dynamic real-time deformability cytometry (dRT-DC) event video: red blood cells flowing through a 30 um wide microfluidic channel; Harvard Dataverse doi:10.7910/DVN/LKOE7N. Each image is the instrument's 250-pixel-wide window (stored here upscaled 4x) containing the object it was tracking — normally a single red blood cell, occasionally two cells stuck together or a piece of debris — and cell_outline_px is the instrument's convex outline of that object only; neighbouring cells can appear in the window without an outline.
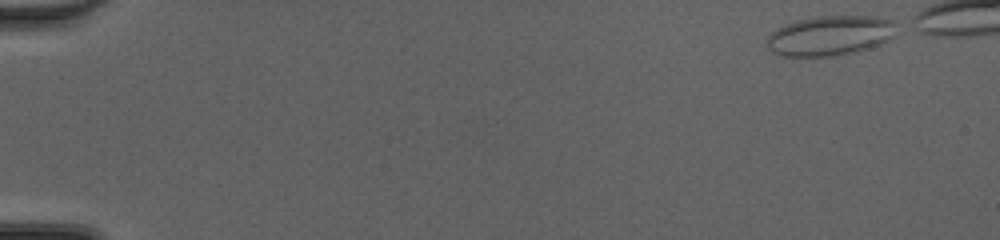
{"species": "common noctule bat (a hibernating species)", "species_latin": "Nyctalus noctula", "temperature_condition": "cold", "stored_images_in_passage": 43, "camera_frame_rate_fps": 3000, "um_per_image_px": 0.085, "animal": {"sex": "female", "body_mass_g": 20.0, "forearm_length_mm": 54.0}, "frame": {"image": 1, "passage_image": 1, "time_ms": 0.0, "image_size_px": [1000, 240], "cell_outline_px": [[900, 24], [892, 36], [888, 40], [880, 44], [852, 52], [832, 56], [780, 56], [772, 52], [768, 48], [768, 36], [776, 28], [784, 24], [796, 20], [812, 16], [876, 16], [892, 20]], "centroid_in_image_um": [70.56, 3.01], "position_along_channel_um": 14.4, "area_um2": 30.29}}
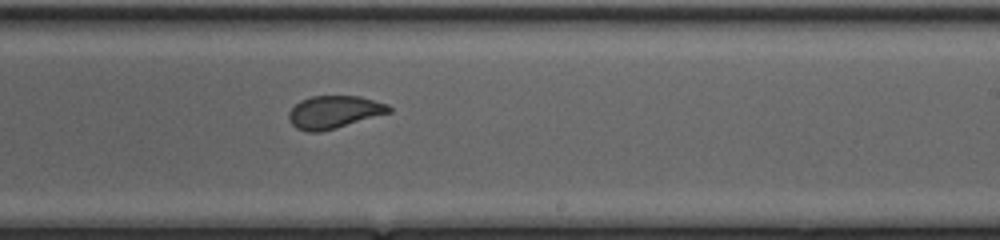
{"frame": {"image": 2, "passage_image": 29, "time_ms": 9.333, "image_size_px": [1000, 240], "cell_outline_px": [[392, 112], [336, 128], [320, 132], [308, 132], [296, 128], [288, 120], [288, 112], [300, 100], [312, 96], [360, 96], [388, 104], [392, 108]], "centroid_in_image_um": [28.4, 9.53], "position_along_channel_um": 260.6, "area_um2": 19.19}}
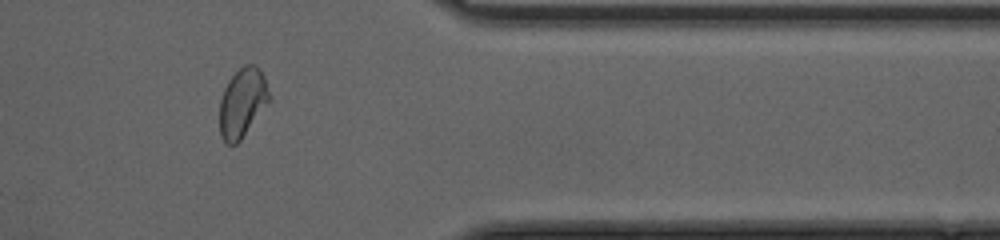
{"frame": {"image": 3, "passage_image": 39, "time_ms": 12.667, "image_size_px": [1000, 240], "cell_outline_px": [[272, 100], [240, 140], [236, 144], [224, 144], [220, 136], [220, 100], [224, 88], [228, 80], [244, 64], [256, 64], [260, 68], [264, 76], [272, 96]], "centroid_in_image_um": [20.64, 8.72], "position_along_channel_um": 390.8, "area_um2": 20.4}}